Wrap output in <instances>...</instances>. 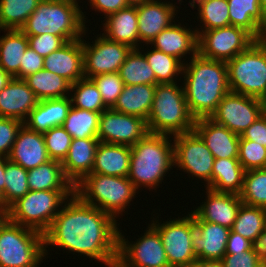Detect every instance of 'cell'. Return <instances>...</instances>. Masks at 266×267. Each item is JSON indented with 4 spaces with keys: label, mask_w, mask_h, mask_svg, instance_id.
I'll use <instances>...</instances> for the list:
<instances>
[{
    "label": "cell",
    "mask_w": 266,
    "mask_h": 267,
    "mask_svg": "<svg viewBox=\"0 0 266 267\" xmlns=\"http://www.w3.org/2000/svg\"><path fill=\"white\" fill-rule=\"evenodd\" d=\"M117 221L74 194L62 205L43 234L45 256L48 245L58 246L110 267L117 262L118 256Z\"/></svg>",
    "instance_id": "6da1fadb"
},
{
    "label": "cell",
    "mask_w": 266,
    "mask_h": 267,
    "mask_svg": "<svg viewBox=\"0 0 266 267\" xmlns=\"http://www.w3.org/2000/svg\"><path fill=\"white\" fill-rule=\"evenodd\" d=\"M183 66L185 99L195 119L209 118L223 97L230 92L227 64L197 53Z\"/></svg>",
    "instance_id": "7a4b0ae2"
},
{
    "label": "cell",
    "mask_w": 266,
    "mask_h": 267,
    "mask_svg": "<svg viewBox=\"0 0 266 267\" xmlns=\"http://www.w3.org/2000/svg\"><path fill=\"white\" fill-rule=\"evenodd\" d=\"M171 136L148 133L131 146L128 179L137 188L156 190L164 176L174 167Z\"/></svg>",
    "instance_id": "3957f363"
},
{
    "label": "cell",
    "mask_w": 266,
    "mask_h": 267,
    "mask_svg": "<svg viewBox=\"0 0 266 267\" xmlns=\"http://www.w3.org/2000/svg\"><path fill=\"white\" fill-rule=\"evenodd\" d=\"M84 19L77 0H42L20 30L27 36L49 33L68 42L86 35Z\"/></svg>",
    "instance_id": "277c9868"
},
{
    "label": "cell",
    "mask_w": 266,
    "mask_h": 267,
    "mask_svg": "<svg viewBox=\"0 0 266 267\" xmlns=\"http://www.w3.org/2000/svg\"><path fill=\"white\" fill-rule=\"evenodd\" d=\"M194 124L195 118L188 109L183 86L157 84L147 119L149 133L175 136L193 131Z\"/></svg>",
    "instance_id": "5b68a950"
},
{
    "label": "cell",
    "mask_w": 266,
    "mask_h": 267,
    "mask_svg": "<svg viewBox=\"0 0 266 267\" xmlns=\"http://www.w3.org/2000/svg\"><path fill=\"white\" fill-rule=\"evenodd\" d=\"M138 192L128 177L99 173L88 174L75 185V194L84 203L97 207L114 219L125 213Z\"/></svg>",
    "instance_id": "8992f818"
},
{
    "label": "cell",
    "mask_w": 266,
    "mask_h": 267,
    "mask_svg": "<svg viewBox=\"0 0 266 267\" xmlns=\"http://www.w3.org/2000/svg\"><path fill=\"white\" fill-rule=\"evenodd\" d=\"M74 194L75 190H29L9 207V220L44 234L61 205Z\"/></svg>",
    "instance_id": "52a82bcc"
},
{
    "label": "cell",
    "mask_w": 266,
    "mask_h": 267,
    "mask_svg": "<svg viewBox=\"0 0 266 267\" xmlns=\"http://www.w3.org/2000/svg\"><path fill=\"white\" fill-rule=\"evenodd\" d=\"M43 257V234L9 219L0 228V267H39Z\"/></svg>",
    "instance_id": "ba28073f"
},
{
    "label": "cell",
    "mask_w": 266,
    "mask_h": 267,
    "mask_svg": "<svg viewBox=\"0 0 266 267\" xmlns=\"http://www.w3.org/2000/svg\"><path fill=\"white\" fill-rule=\"evenodd\" d=\"M230 92L262 99L266 94V48L255 41L226 62Z\"/></svg>",
    "instance_id": "9c48e42d"
},
{
    "label": "cell",
    "mask_w": 266,
    "mask_h": 267,
    "mask_svg": "<svg viewBox=\"0 0 266 267\" xmlns=\"http://www.w3.org/2000/svg\"><path fill=\"white\" fill-rule=\"evenodd\" d=\"M144 235L137 242H129L118 231L117 264L121 267H170L158 231L148 225Z\"/></svg>",
    "instance_id": "30bf717a"
},
{
    "label": "cell",
    "mask_w": 266,
    "mask_h": 267,
    "mask_svg": "<svg viewBox=\"0 0 266 267\" xmlns=\"http://www.w3.org/2000/svg\"><path fill=\"white\" fill-rule=\"evenodd\" d=\"M172 137L174 166L192 177L204 180L208 188L215 158L204 141L194 130Z\"/></svg>",
    "instance_id": "8fae6325"
},
{
    "label": "cell",
    "mask_w": 266,
    "mask_h": 267,
    "mask_svg": "<svg viewBox=\"0 0 266 267\" xmlns=\"http://www.w3.org/2000/svg\"><path fill=\"white\" fill-rule=\"evenodd\" d=\"M255 41L256 38L241 27L214 28L198 36V53L204 58L228 62Z\"/></svg>",
    "instance_id": "7c38bea8"
},
{
    "label": "cell",
    "mask_w": 266,
    "mask_h": 267,
    "mask_svg": "<svg viewBox=\"0 0 266 267\" xmlns=\"http://www.w3.org/2000/svg\"><path fill=\"white\" fill-rule=\"evenodd\" d=\"M265 112L261 99L229 92L209 118L241 136Z\"/></svg>",
    "instance_id": "4fadbf2b"
},
{
    "label": "cell",
    "mask_w": 266,
    "mask_h": 267,
    "mask_svg": "<svg viewBox=\"0 0 266 267\" xmlns=\"http://www.w3.org/2000/svg\"><path fill=\"white\" fill-rule=\"evenodd\" d=\"M154 219L150 224L161 237L170 267H191L198 259L189 233V213L164 223Z\"/></svg>",
    "instance_id": "5bb4252c"
},
{
    "label": "cell",
    "mask_w": 266,
    "mask_h": 267,
    "mask_svg": "<svg viewBox=\"0 0 266 267\" xmlns=\"http://www.w3.org/2000/svg\"><path fill=\"white\" fill-rule=\"evenodd\" d=\"M99 35L91 45L82 38L84 77L88 79L99 74L118 72L132 50L126 44Z\"/></svg>",
    "instance_id": "9a60e30c"
},
{
    "label": "cell",
    "mask_w": 266,
    "mask_h": 267,
    "mask_svg": "<svg viewBox=\"0 0 266 267\" xmlns=\"http://www.w3.org/2000/svg\"><path fill=\"white\" fill-rule=\"evenodd\" d=\"M149 133L147 120L106 109L100 113L98 139L100 142L133 146Z\"/></svg>",
    "instance_id": "2e32d148"
},
{
    "label": "cell",
    "mask_w": 266,
    "mask_h": 267,
    "mask_svg": "<svg viewBox=\"0 0 266 267\" xmlns=\"http://www.w3.org/2000/svg\"><path fill=\"white\" fill-rule=\"evenodd\" d=\"M189 213V233L197 259L222 260L231 229L202 221L192 211Z\"/></svg>",
    "instance_id": "e0dca14e"
},
{
    "label": "cell",
    "mask_w": 266,
    "mask_h": 267,
    "mask_svg": "<svg viewBox=\"0 0 266 267\" xmlns=\"http://www.w3.org/2000/svg\"><path fill=\"white\" fill-rule=\"evenodd\" d=\"M150 0L137 8L139 44H149L164 29L174 23L179 7L170 1ZM177 7V9H176Z\"/></svg>",
    "instance_id": "ac0fdd59"
},
{
    "label": "cell",
    "mask_w": 266,
    "mask_h": 267,
    "mask_svg": "<svg viewBox=\"0 0 266 267\" xmlns=\"http://www.w3.org/2000/svg\"><path fill=\"white\" fill-rule=\"evenodd\" d=\"M206 199L192 212L202 221L217 223L229 229L233 228L238 211L243 203L239 195L218 193L206 188Z\"/></svg>",
    "instance_id": "d6986e66"
},
{
    "label": "cell",
    "mask_w": 266,
    "mask_h": 267,
    "mask_svg": "<svg viewBox=\"0 0 266 267\" xmlns=\"http://www.w3.org/2000/svg\"><path fill=\"white\" fill-rule=\"evenodd\" d=\"M7 158L27 171L51 160L45 146L43 133L30 130L24 124L19 129Z\"/></svg>",
    "instance_id": "ffe728a7"
},
{
    "label": "cell",
    "mask_w": 266,
    "mask_h": 267,
    "mask_svg": "<svg viewBox=\"0 0 266 267\" xmlns=\"http://www.w3.org/2000/svg\"><path fill=\"white\" fill-rule=\"evenodd\" d=\"M193 130L204 141L215 159L238 158L240 136L210 118L195 119Z\"/></svg>",
    "instance_id": "44dd1931"
},
{
    "label": "cell",
    "mask_w": 266,
    "mask_h": 267,
    "mask_svg": "<svg viewBox=\"0 0 266 267\" xmlns=\"http://www.w3.org/2000/svg\"><path fill=\"white\" fill-rule=\"evenodd\" d=\"M43 69L74 84L84 78L82 38L66 42L44 58Z\"/></svg>",
    "instance_id": "7402d4cb"
},
{
    "label": "cell",
    "mask_w": 266,
    "mask_h": 267,
    "mask_svg": "<svg viewBox=\"0 0 266 267\" xmlns=\"http://www.w3.org/2000/svg\"><path fill=\"white\" fill-rule=\"evenodd\" d=\"M39 103L35 93L24 79L13 78L0 92V117L27 120Z\"/></svg>",
    "instance_id": "603a6c76"
},
{
    "label": "cell",
    "mask_w": 266,
    "mask_h": 267,
    "mask_svg": "<svg viewBox=\"0 0 266 267\" xmlns=\"http://www.w3.org/2000/svg\"><path fill=\"white\" fill-rule=\"evenodd\" d=\"M174 21L168 28L161 31L152 41L151 45L168 55L181 61L187 54L193 58L198 53V35L195 29L181 26Z\"/></svg>",
    "instance_id": "cb8c5ba5"
},
{
    "label": "cell",
    "mask_w": 266,
    "mask_h": 267,
    "mask_svg": "<svg viewBox=\"0 0 266 267\" xmlns=\"http://www.w3.org/2000/svg\"><path fill=\"white\" fill-rule=\"evenodd\" d=\"M99 142L98 138L72 139L68 154L61 164L74 186L91 174Z\"/></svg>",
    "instance_id": "d4e9b609"
},
{
    "label": "cell",
    "mask_w": 266,
    "mask_h": 267,
    "mask_svg": "<svg viewBox=\"0 0 266 267\" xmlns=\"http://www.w3.org/2000/svg\"><path fill=\"white\" fill-rule=\"evenodd\" d=\"M71 98H55L39 100L24 122L30 130L44 133L53 127L62 126L70 108Z\"/></svg>",
    "instance_id": "484cf974"
},
{
    "label": "cell",
    "mask_w": 266,
    "mask_h": 267,
    "mask_svg": "<svg viewBox=\"0 0 266 267\" xmlns=\"http://www.w3.org/2000/svg\"><path fill=\"white\" fill-rule=\"evenodd\" d=\"M102 33L108 39L139 49L138 14L136 6H128L105 18Z\"/></svg>",
    "instance_id": "4316f807"
},
{
    "label": "cell",
    "mask_w": 266,
    "mask_h": 267,
    "mask_svg": "<svg viewBox=\"0 0 266 267\" xmlns=\"http://www.w3.org/2000/svg\"><path fill=\"white\" fill-rule=\"evenodd\" d=\"M131 146L99 142L91 173L128 177Z\"/></svg>",
    "instance_id": "83f0119b"
},
{
    "label": "cell",
    "mask_w": 266,
    "mask_h": 267,
    "mask_svg": "<svg viewBox=\"0 0 266 267\" xmlns=\"http://www.w3.org/2000/svg\"><path fill=\"white\" fill-rule=\"evenodd\" d=\"M156 85H124L113 110L147 120L153 104Z\"/></svg>",
    "instance_id": "f1b7e54d"
},
{
    "label": "cell",
    "mask_w": 266,
    "mask_h": 267,
    "mask_svg": "<svg viewBox=\"0 0 266 267\" xmlns=\"http://www.w3.org/2000/svg\"><path fill=\"white\" fill-rule=\"evenodd\" d=\"M245 169L238 158L215 159L209 189L218 193L240 195L243 188Z\"/></svg>",
    "instance_id": "f546056e"
},
{
    "label": "cell",
    "mask_w": 266,
    "mask_h": 267,
    "mask_svg": "<svg viewBox=\"0 0 266 267\" xmlns=\"http://www.w3.org/2000/svg\"><path fill=\"white\" fill-rule=\"evenodd\" d=\"M29 190H75V186L66 177L61 162L49 160L28 170Z\"/></svg>",
    "instance_id": "4dcf8cb0"
},
{
    "label": "cell",
    "mask_w": 266,
    "mask_h": 267,
    "mask_svg": "<svg viewBox=\"0 0 266 267\" xmlns=\"http://www.w3.org/2000/svg\"><path fill=\"white\" fill-rule=\"evenodd\" d=\"M0 37V67L13 78L20 71L21 58L29 46L27 35L18 29L2 30Z\"/></svg>",
    "instance_id": "1f68e13d"
},
{
    "label": "cell",
    "mask_w": 266,
    "mask_h": 267,
    "mask_svg": "<svg viewBox=\"0 0 266 267\" xmlns=\"http://www.w3.org/2000/svg\"><path fill=\"white\" fill-rule=\"evenodd\" d=\"M230 25L244 28L255 38L259 36L265 19L259 0H227Z\"/></svg>",
    "instance_id": "d6a6232c"
},
{
    "label": "cell",
    "mask_w": 266,
    "mask_h": 267,
    "mask_svg": "<svg viewBox=\"0 0 266 267\" xmlns=\"http://www.w3.org/2000/svg\"><path fill=\"white\" fill-rule=\"evenodd\" d=\"M29 88L39 100L55 99L71 96V83L45 69L39 70L25 79ZM70 93V95H68Z\"/></svg>",
    "instance_id": "836d02e7"
},
{
    "label": "cell",
    "mask_w": 266,
    "mask_h": 267,
    "mask_svg": "<svg viewBox=\"0 0 266 267\" xmlns=\"http://www.w3.org/2000/svg\"><path fill=\"white\" fill-rule=\"evenodd\" d=\"M189 4L192 9H196L195 6L198 7L197 19L199 18L200 23H203L202 26L200 25L201 30L195 28L198 36L203 31L230 25L227 0H192Z\"/></svg>",
    "instance_id": "e575fe53"
},
{
    "label": "cell",
    "mask_w": 266,
    "mask_h": 267,
    "mask_svg": "<svg viewBox=\"0 0 266 267\" xmlns=\"http://www.w3.org/2000/svg\"><path fill=\"white\" fill-rule=\"evenodd\" d=\"M140 49H132L118 71L124 85H156L155 74Z\"/></svg>",
    "instance_id": "d590c367"
},
{
    "label": "cell",
    "mask_w": 266,
    "mask_h": 267,
    "mask_svg": "<svg viewBox=\"0 0 266 267\" xmlns=\"http://www.w3.org/2000/svg\"><path fill=\"white\" fill-rule=\"evenodd\" d=\"M99 112L71 107L62 127L72 139L98 138Z\"/></svg>",
    "instance_id": "8d00e7d4"
},
{
    "label": "cell",
    "mask_w": 266,
    "mask_h": 267,
    "mask_svg": "<svg viewBox=\"0 0 266 267\" xmlns=\"http://www.w3.org/2000/svg\"><path fill=\"white\" fill-rule=\"evenodd\" d=\"M144 56L152 68L157 84L177 83L176 77L182 75L184 61L153 48L144 52Z\"/></svg>",
    "instance_id": "74e56055"
},
{
    "label": "cell",
    "mask_w": 266,
    "mask_h": 267,
    "mask_svg": "<svg viewBox=\"0 0 266 267\" xmlns=\"http://www.w3.org/2000/svg\"><path fill=\"white\" fill-rule=\"evenodd\" d=\"M41 1L0 0V30H20Z\"/></svg>",
    "instance_id": "f35d334b"
},
{
    "label": "cell",
    "mask_w": 266,
    "mask_h": 267,
    "mask_svg": "<svg viewBox=\"0 0 266 267\" xmlns=\"http://www.w3.org/2000/svg\"><path fill=\"white\" fill-rule=\"evenodd\" d=\"M265 229L266 209L242 203L232 230L252 242Z\"/></svg>",
    "instance_id": "ab89813d"
},
{
    "label": "cell",
    "mask_w": 266,
    "mask_h": 267,
    "mask_svg": "<svg viewBox=\"0 0 266 267\" xmlns=\"http://www.w3.org/2000/svg\"><path fill=\"white\" fill-rule=\"evenodd\" d=\"M70 96L72 106L78 109H85L92 112L102 113L108 109L102 100L101 94L91 79L82 78L71 84Z\"/></svg>",
    "instance_id": "60d3db41"
},
{
    "label": "cell",
    "mask_w": 266,
    "mask_h": 267,
    "mask_svg": "<svg viewBox=\"0 0 266 267\" xmlns=\"http://www.w3.org/2000/svg\"><path fill=\"white\" fill-rule=\"evenodd\" d=\"M239 196L245 205L266 209V168L245 171Z\"/></svg>",
    "instance_id": "b9f144b4"
},
{
    "label": "cell",
    "mask_w": 266,
    "mask_h": 267,
    "mask_svg": "<svg viewBox=\"0 0 266 267\" xmlns=\"http://www.w3.org/2000/svg\"><path fill=\"white\" fill-rule=\"evenodd\" d=\"M27 176L28 171L22 166L9 160L6 162L5 189L2 195L8 207L29 191Z\"/></svg>",
    "instance_id": "7bdbcfd3"
},
{
    "label": "cell",
    "mask_w": 266,
    "mask_h": 267,
    "mask_svg": "<svg viewBox=\"0 0 266 267\" xmlns=\"http://www.w3.org/2000/svg\"><path fill=\"white\" fill-rule=\"evenodd\" d=\"M90 79L99 90L104 105L108 109L113 108L124 87V83L119 73L99 74Z\"/></svg>",
    "instance_id": "ee69618b"
},
{
    "label": "cell",
    "mask_w": 266,
    "mask_h": 267,
    "mask_svg": "<svg viewBox=\"0 0 266 267\" xmlns=\"http://www.w3.org/2000/svg\"><path fill=\"white\" fill-rule=\"evenodd\" d=\"M43 137L50 159L62 163L68 154L72 137L62 126L44 132Z\"/></svg>",
    "instance_id": "f6af8a7d"
},
{
    "label": "cell",
    "mask_w": 266,
    "mask_h": 267,
    "mask_svg": "<svg viewBox=\"0 0 266 267\" xmlns=\"http://www.w3.org/2000/svg\"><path fill=\"white\" fill-rule=\"evenodd\" d=\"M238 160L245 171L266 168V147L240 136Z\"/></svg>",
    "instance_id": "bcb514c9"
},
{
    "label": "cell",
    "mask_w": 266,
    "mask_h": 267,
    "mask_svg": "<svg viewBox=\"0 0 266 267\" xmlns=\"http://www.w3.org/2000/svg\"><path fill=\"white\" fill-rule=\"evenodd\" d=\"M23 124L18 119L0 117V155L8 157Z\"/></svg>",
    "instance_id": "7dc6e473"
},
{
    "label": "cell",
    "mask_w": 266,
    "mask_h": 267,
    "mask_svg": "<svg viewBox=\"0 0 266 267\" xmlns=\"http://www.w3.org/2000/svg\"><path fill=\"white\" fill-rule=\"evenodd\" d=\"M27 37L29 46L44 58L55 50H58L66 43V41L61 36L52 35L49 33Z\"/></svg>",
    "instance_id": "c3c4849f"
},
{
    "label": "cell",
    "mask_w": 266,
    "mask_h": 267,
    "mask_svg": "<svg viewBox=\"0 0 266 267\" xmlns=\"http://www.w3.org/2000/svg\"><path fill=\"white\" fill-rule=\"evenodd\" d=\"M43 67L44 57L28 46L21 58L20 71L14 78L25 79L27 76L42 70Z\"/></svg>",
    "instance_id": "681fc988"
},
{
    "label": "cell",
    "mask_w": 266,
    "mask_h": 267,
    "mask_svg": "<svg viewBox=\"0 0 266 267\" xmlns=\"http://www.w3.org/2000/svg\"><path fill=\"white\" fill-rule=\"evenodd\" d=\"M224 267H266L256 254L253 252L252 248L243 254H225L221 260Z\"/></svg>",
    "instance_id": "f907efd6"
},
{
    "label": "cell",
    "mask_w": 266,
    "mask_h": 267,
    "mask_svg": "<svg viewBox=\"0 0 266 267\" xmlns=\"http://www.w3.org/2000/svg\"><path fill=\"white\" fill-rule=\"evenodd\" d=\"M241 137L266 147V112L248 127Z\"/></svg>",
    "instance_id": "816d5d0a"
},
{
    "label": "cell",
    "mask_w": 266,
    "mask_h": 267,
    "mask_svg": "<svg viewBox=\"0 0 266 267\" xmlns=\"http://www.w3.org/2000/svg\"><path fill=\"white\" fill-rule=\"evenodd\" d=\"M252 242L245 237L241 236L239 233L230 230L229 237L227 240L225 254H243L251 249Z\"/></svg>",
    "instance_id": "f5cc1de1"
},
{
    "label": "cell",
    "mask_w": 266,
    "mask_h": 267,
    "mask_svg": "<svg viewBox=\"0 0 266 267\" xmlns=\"http://www.w3.org/2000/svg\"><path fill=\"white\" fill-rule=\"evenodd\" d=\"M91 8L100 13H104L107 18L109 15L128 7L125 0H88Z\"/></svg>",
    "instance_id": "db71d44e"
},
{
    "label": "cell",
    "mask_w": 266,
    "mask_h": 267,
    "mask_svg": "<svg viewBox=\"0 0 266 267\" xmlns=\"http://www.w3.org/2000/svg\"><path fill=\"white\" fill-rule=\"evenodd\" d=\"M251 248L258 259L266 265V229L252 241Z\"/></svg>",
    "instance_id": "11a10c76"
},
{
    "label": "cell",
    "mask_w": 266,
    "mask_h": 267,
    "mask_svg": "<svg viewBox=\"0 0 266 267\" xmlns=\"http://www.w3.org/2000/svg\"><path fill=\"white\" fill-rule=\"evenodd\" d=\"M191 267H224L221 260H197Z\"/></svg>",
    "instance_id": "9f6ffc18"
},
{
    "label": "cell",
    "mask_w": 266,
    "mask_h": 267,
    "mask_svg": "<svg viewBox=\"0 0 266 267\" xmlns=\"http://www.w3.org/2000/svg\"><path fill=\"white\" fill-rule=\"evenodd\" d=\"M8 158L0 155V191L3 193L5 189V164Z\"/></svg>",
    "instance_id": "6f0895ef"
},
{
    "label": "cell",
    "mask_w": 266,
    "mask_h": 267,
    "mask_svg": "<svg viewBox=\"0 0 266 267\" xmlns=\"http://www.w3.org/2000/svg\"><path fill=\"white\" fill-rule=\"evenodd\" d=\"M256 41L266 48V13L264 22L261 24L259 36L256 38Z\"/></svg>",
    "instance_id": "680465c9"
},
{
    "label": "cell",
    "mask_w": 266,
    "mask_h": 267,
    "mask_svg": "<svg viewBox=\"0 0 266 267\" xmlns=\"http://www.w3.org/2000/svg\"><path fill=\"white\" fill-rule=\"evenodd\" d=\"M13 77L0 67V92L9 84Z\"/></svg>",
    "instance_id": "91938a15"
},
{
    "label": "cell",
    "mask_w": 266,
    "mask_h": 267,
    "mask_svg": "<svg viewBox=\"0 0 266 267\" xmlns=\"http://www.w3.org/2000/svg\"><path fill=\"white\" fill-rule=\"evenodd\" d=\"M8 210H9V208H0V228L9 219Z\"/></svg>",
    "instance_id": "94428289"
},
{
    "label": "cell",
    "mask_w": 266,
    "mask_h": 267,
    "mask_svg": "<svg viewBox=\"0 0 266 267\" xmlns=\"http://www.w3.org/2000/svg\"><path fill=\"white\" fill-rule=\"evenodd\" d=\"M128 6H138L150 0H125Z\"/></svg>",
    "instance_id": "6125c7cd"
},
{
    "label": "cell",
    "mask_w": 266,
    "mask_h": 267,
    "mask_svg": "<svg viewBox=\"0 0 266 267\" xmlns=\"http://www.w3.org/2000/svg\"><path fill=\"white\" fill-rule=\"evenodd\" d=\"M262 10L266 13V0H259Z\"/></svg>",
    "instance_id": "be15d7a7"
},
{
    "label": "cell",
    "mask_w": 266,
    "mask_h": 267,
    "mask_svg": "<svg viewBox=\"0 0 266 267\" xmlns=\"http://www.w3.org/2000/svg\"><path fill=\"white\" fill-rule=\"evenodd\" d=\"M261 101L263 102V104H264L265 107H266V94H265V96L261 99Z\"/></svg>",
    "instance_id": "e7e4bbea"
},
{
    "label": "cell",
    "mask_w": 266,
    "mask_h": 267,
    "mask_svg": "<svg viewBox=\"0 0 266 267\" xmlns=\"http://www.w3.org/2000/svg\"><path fill=\"white\" fill-rule=\"evenodd\" d=\"M110 267H121V266H119L117 263H114V264L111 265Z\"/></svg>",
    "instance_id": "03108f58"
}]
</instances>
